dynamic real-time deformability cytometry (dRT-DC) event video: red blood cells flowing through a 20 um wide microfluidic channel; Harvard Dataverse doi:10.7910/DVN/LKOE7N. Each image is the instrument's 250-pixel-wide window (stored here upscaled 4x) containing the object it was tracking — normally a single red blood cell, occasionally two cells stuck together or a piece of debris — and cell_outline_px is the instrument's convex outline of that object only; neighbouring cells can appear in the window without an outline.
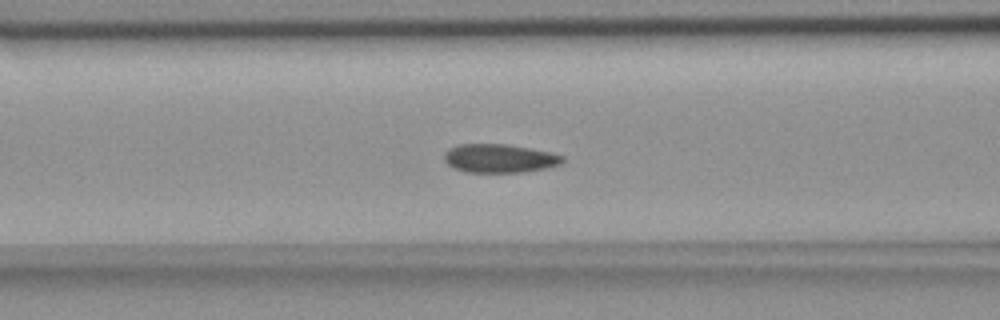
{"species": "common noctule bat (a hibernating species)", "species_latin": "Nyctalus noctula", "temperature_condition": "room temperature", "stored_images_in_passage": 40, "camera_frame_rate_fps": 3000, "um_per_image_px": 0.085, "animal": {"sex": "female", "body_mass_g": 18.4}, "frame": {"image": 1, "passage_image": 7, "time_ms": 2.0, "image_size_px": [1000, 320], "cell_outline_px": [[564, 160], [560, 164], [544, 168], [524, 172], [464, 172], [452, 168], [444, 160], [444, 152], [448, 148], [460, 144], [504, 144], [552, 152], [564, 156]], "centroid_in_image_um": [42.42, 13.46], "position_along_channel_um": 124.2, "area_um2": 19.77}}
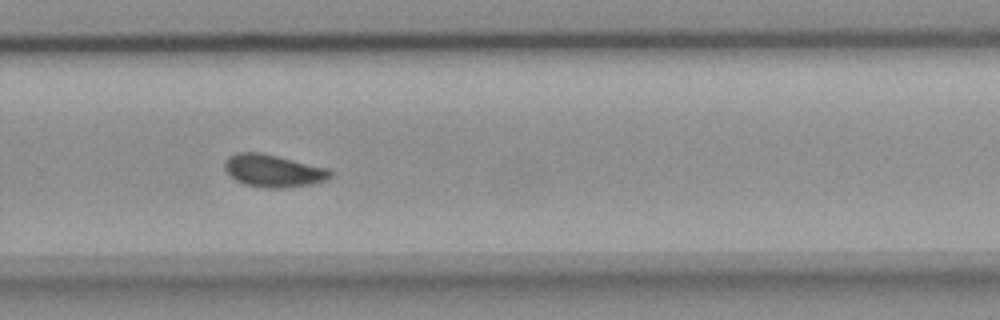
{"frame": {"image": 2, "passage_image": 22, "time_ms": 7.0, "image_size_px": [1000, 320], "cell_outline_px": [[332, 176], [328, 180], [312, 184], [284, 188], [260, 188], [244, 184], [236, 180], [224, 168], [224, 160], [228, 156], [236, 152], [260, 152], [328, 168], [332, 172]], "centroid_in_image_um": [23.23, 14.52], "position_along_channel_um": 306.6, "area_um2": 20.17}}
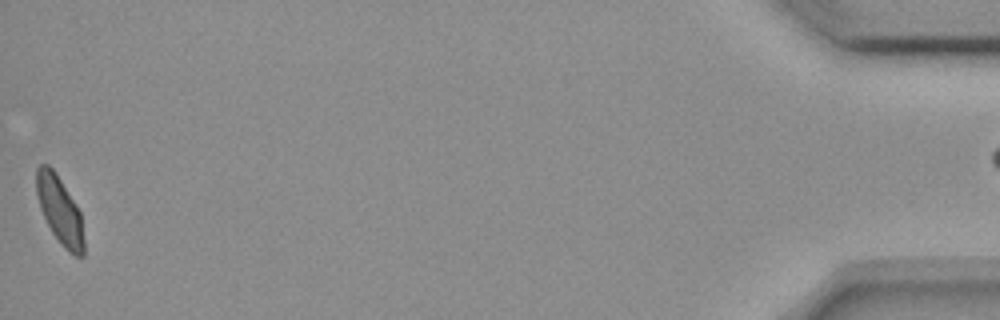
{"frame": {"image": 3, "passage_image": 40, "time_ms": 13.0, "image_size_px": [1000, 320], "cell_outline_px": [[84, 256], [76, 256], [68, 252], [60, 244], [52, 232], [40, 208], [36, 196], [36, 168], [40, 164], [48, 164], [56, 172], [76, 204], [80, 212], [84, 240]], "centroid_in_image_um": [5.07, 17.87], "position_along_channel_um": 430.1, "area_um2": 18.79}, "authors_computed_cell_mechanics": {"area_um2": 19.652, "velocity_mm_per_s": 3.6584, "shape_relaxation_time_tau1_ms": 6.7559, "shape_relaxation_time_tau2_ms": 1.2979, "deformation_change_tau1": 0.1167, "deformation_change_tau2": 0.0526}}